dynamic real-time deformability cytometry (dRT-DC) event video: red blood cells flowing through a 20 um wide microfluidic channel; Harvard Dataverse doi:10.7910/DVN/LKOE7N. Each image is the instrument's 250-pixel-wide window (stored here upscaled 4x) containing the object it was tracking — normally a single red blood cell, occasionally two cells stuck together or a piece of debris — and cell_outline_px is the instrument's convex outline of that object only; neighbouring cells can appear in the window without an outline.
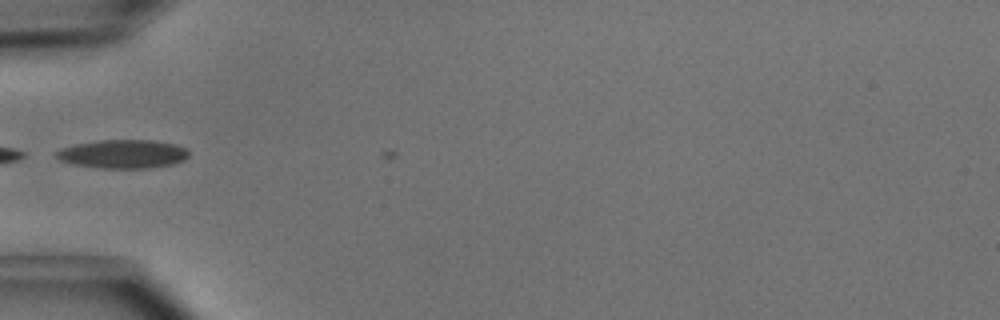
{"species": "common noctule bat (a hibernating species)", "species_latin": "Nyctalus noctula", "temperature_condition": "cold", "stored_images_in_passage": 5, "camera_frame_rate_fps": 3000, "um_per_image_px": 0.085, "animal": {"sex": "male", "body_mass_g": 15.6}, "frame": {"image": 1, "passage_image": 4, "time_ms": 1.0, "image_size_px": [1000, 320], "cell_outline_px": [[188, 156], [184, 160], [172, 164], [148, 168], [100, 168], [72, 164], [60, 160], [52, 152], [60, 148], [76, 144], [96, 140], [152, 140], [176, 144], [188, 148]], "centroid_in_image_um": [10.43, 13.08], "position_along_channel_um": 74.6, "area_um2": 22.31}}